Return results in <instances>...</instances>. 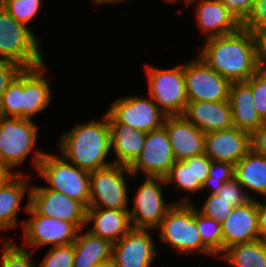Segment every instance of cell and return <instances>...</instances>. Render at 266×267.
Listing matches in <instances>:
<instances>
[{"mask_svg": "<svg viewBox=\"0 0 266 267\" xmlns=\"http://www.w3.org/2000/svg\"><path fill=\"white\" fill-rule=\"evenodd\" d=\"M199 57L230 83L245 82L259 69L254 34L242 27L206 39Z\"/></svg>", "mask_w": 266, "mask_h": 267, "instance_id": "1", "label": "cell"}, {"mask_svg": "<svg viewBox=\"0 0 266 267\" xmlns=\"http://www.w3.org/2000/svg\"><path fill=\"white\" fill-rule=\"evenodd\" d=\"M61 136L59 155L80 169L92 172L113 164L105 160L111 151V132L106 114L102 121L77 124Z\"/></svg>", "mask_w": 266, "mask_h": 267, "instance_id": "2", "label": "cell"}, {"mask_svg": "<svg viewBox=\"0 0 266 267\" xmlns=\"http://www.w3.org/2000/svg\"><path fill=\"white\" fill-rule=\"evenodd\" d=\"M35 171L48 182V187L32 186L30 189H51L81 202L86 208L90 200V172L68 162L62 155L35 150Z\"/></svg>", "mask_w": 266, "mask_h": 267, "instance_id": "3", "label": "cell"}, {"mask_svg": "<svg viewBox=\"0 0 266 267\" xmlns=\"http://www.w3.org/2000/svg\"><path fill=\"white\" fill-rule=\"evenodd\" d=\"M37 37L26 25L17 22L0 5V59L20 64L25 69L45 63Z\"/></svg>", "mask_w": 266, "mask_h": 267, "instance_id": "4", "label": "cell"}, {"mask_svg": "<svg viewBox=\"0 0 266 267\" xmlns=\"http://www.w3.org/2000/svg\"><path fill=\"white\" fill-rule=\"evenodd\" d=\"M161 241L179 253H203L215 256L202 242L194 217L193 203H174L157 229Z\"/></svg>", "mask_w": 266, "mask_h": 267, "instance_id": "5", "label": "cell"}, {"mask_svg": "<svg viewBox=\"0 0 266 267\" xmlns=\"http://www.w3.org/2000/svg\"><path fill=\"white\" fill-rule=\"evenodd\" d=\"M38 128L31 119L0 116V164L8 174L11 167L21 165L33 150Z\"/></svg>", "mask_w": 266, "mask_h": 267, "instance_id": "6", "label": "cell"}, {"mask_svg": "<svg viewBox=\"0 0 266 267\" xmlns=\"http://www.w3.org/2000/svg\"><path fill=\"white\" fill-rule=\"evenodd\" d=\"M149 96L166 115H183L188 103L184 64L169 69L146 65Z\"/></svg>", "mask_w": 266, "mask_h": 267, "instance_id": "7", "label": "cell"}, {"mask_svg": "<svg viewBox=\"0 0 266 267\" xmlns=\"http://www.w3.org/2000/svg\"><path fill=\"white\" fill-rule=\"evenodd\" d=\"M164 177H146L135 194L134 207L129 211L133 228H157L174 203H190L189 196L177 202L166 203L163 199ZM166 203V204H165Z\"/></svg>", "mask_w": 266, "mask_h": 267, "instance_id": "8", "label": "cell"}, {"mask_svg": "<svg viewBox=\"0 0 266 267\" xmlns=\"http://www.w3.org/2000/svg\"><path fill=\"white\" fill-rule=\"evenodd\" d=\"M125 176L133 177L134 175L128 166L114 163L90 172V200L88 207L128 209V186L126 185L127 177Z\"/></svg>", "mask_w": 266, "mask_h": 267, "instance_id": "9", "label": "cell"}, {"mask_svg": "<svg viewBox=\"0 0 266 267\" xmlns=\"http://www.w3.org/2000/svg\"><path fill=\"white\" fill-rule=\"evenodd\" d=\"M27 204L24 209L31 218L22 222L26 247L61 246L76 240L80 229L74 223L38 214L30 206V198Z\"/></svg>", "mask_w": 266, "mask_h": 267, "instance_id": "10", "label": "cell"}, {"mask_svg": "<svg viewBox=\"0 0 266 267\" xmlns=\"http://www.w3.org/2000/svg\"><path fill=\"white\" fill-rule=\"evenodd\" d=\"M188 101H228L231 83L210 68L201 57L184 64Z\"/></svg>", "mask_w": 266, "mask_h": 267, "instance_id": "11", "label": "cell"}, {"mask_svg": "<svg viewBox=\"0 0 266 267\" xmlns=\"http://www.w3.org/2000/svg\"><path fill=\"white\" fill-rule=\"evenodd\" d=\"M107 111L119 123L145 133L163 127L167 117L151 97L146 99L137 95L120 97L112 103Z\"/></svg>", "mask_w": 266, "mask_h": 267, "instance_id": "12", "label": "cell"}, {"mask_svg": "<svg viewBox=\"0 0 266 267\" xmlns=\"http://www.w3.org/2000/svg\"><path fill=\"white\" fill-rule=\"evenodd\" d=\"M174 162L169 136L163 126L146 133L144 148L129 168L134 176L141 171L146 177H165Z\"/></svg>", "mask_w": 266, "mask_h": 267, "instance_id": "13", "label": "cell"}, {"mask_svg": "<svg viewBox=\"0 0 266 267\" xmlns=\"http://www.w3.org/2000/svg\"><path fill=\"white\" fill-rule=\"evenodd\" d=\"M28 189L30 206L38 214L74 223L79 229L87 225V208L81 202L51 189Z\"/></svg>", "mask_w": 266, "mask_h": 267, "instance_id": "14", "label": "cell"}, {"mask_svg": "<svg viewBox=\"0 0 266 267\" xmlns=\"http://www.w3.org/2000/svg\"><path fill=\"white\" fill-rule=\"evenodd\" d=\"M150 229L131 228L112 247L113 267H150L157 253ZM155 245V246H154Z\"/></svg>", "mask_w": 266, "mask_h": 267, "instance_id": "15", "label": "cell"}, {"mask_svg": "<svg viewBox=\"0 0 266 267\" xmlns=\"http://www.w3.org/2000/svg\"><path fill=\"white\" fill-rule=\"evenodd\" d=\"M251 149V134L236 127L205 133V154L211 160L235 165Z\"/></svg>", "mask_w": 266, "mask_h": 267, "instance_id": "16", "label": "cell"}, {"mask_svg": "<svg viewBox=\"0 0 266 267\" xmlns=\"http://www.w3.org/2000/svg\"><path fill=\"white\" fill-rule=\"evenodd\" d=\"M164 127L169 136L175 161L205 153V133L184 115H167Z\"/></svg>", "mask_w": 266, "mask_h": 267, "instance_id": "17", "label": "cell"}, {"mask_svg": "<svg viewBox=\"0 0 266 267\" xmlns=\"http://www.w3.org/2000/svg\"><path fill=\"white\" fill-rule=\"evenodd\" d=\"M223 252L230 246L261 238L259 232L257 200L252 199L233 208L232 213L221 223Z\"/></svg>", "mask_w": 266, "mask_h": 267, "instance_id": "18", "label": "cell"}, {"mask_svg": "<svg viewBox=\"0 0 266 267\" xmlns=\"http://www.w3.org/2000/svg\"><path fill=\"white\" fill-rule=\"evenodd\" d=\"M183 115L204 133L234 127L229 100L188 101Z\"/></svg>", "mask_w": 266, "mask_h": 267, "instance_id": "19", "label": "cell"}, {"mask_svg": "<svg viewBox=\"0 0 266 267\" xmlns=\"http://www.w3.org/2000/svg\"><path fill=\"white\" fill-rule=\"evenodd\" d=\"M196 4V21L200 30L208 35L206 39L236 32L241 24L219 0H194Z\"/></svg>", "mask_w": 266, "mask_h": 267, "instance_id": "20", "label": "cell"}, {"mask_svg": "<svg viewBox=\"0 0 266 267\" xmlns=\"http://www.w3.org/2000/svg\"><path fill=\"white\" fill-rule=\"evenodd\" d=\"M106 115L111 132V152L117 156L113 163L130 167L144 148L146 133L119 123L108 111Z\"/></svg>", "mask_w": 266, "mask_h": 267, "instance_id": "21", "label": "cell"}, {"mask_svg": "<svg viewBox=\"0 0 266 267\" xmlns=\"http://www.w3.org/2000/svg\"><path fill=\"white\" fill-rule=\"evenodd\" d=\"M47 67L41 66L23 70V92L21 118L32 117L43 111L51 102L50 84L44 77Z\"/></svg>", "mask_w": 266, "mask_h": 267, "instance_id": "22", "label": "cell"}, {"mask_svg": "<svg viewBox=\"0 0 266 267\" xmlns=\"http://www.w3.org/2000/svg\"><path fill=\"white\" fill-rule=\"evenodd\" d=\"M128 210L88 207L86 222L93 221L88 231L112 244L116 243L132 228Z\"/></svg>", "mask_w": 266, "mask_h": 267, "instance_id": "23", "label": "cell"}, {"mask_svg": "<svg viewBox=\"0 0 266 267\" xmlns=\"http://www.w3.org/2000/svg\"><path fill=\"white\" fill-rule=\"evenodd\" d=\"M8 174L0 181V231L17 227V215L27 190L29 176Z\"/></svg>", "mask_w": 266, "mask_h": 267, "instance_id": "24", "label": "cell"}, {"mask_svg": "<svg viewBox=\"0 0 266 267\" xmlns=\"http://www.w3.org/2000/svg\"><path fill=\"white\" fill-rule=\"evenodd\" d=\"M234 127L251 135L263 124L255 110L251 87L246 82H233L229 89Z\"/></svg>", "mask_w": 266, "mask_h": 267, "instance_id": "25", "label": "cell"}, {"mask_svg": "<svg viewBox=\"0 0 266 267\" xmlns=\"http://www.w3.org/2000/svg\"><path fill=\"white\" fill-rule=\"evenodd\" d=\"M79 230L74 244L73 267H94L112 260L113 244L106 239L93 235L90 231L80 234ZM80 234V235H79Z\"/></svg>", "mask_w": 266, "mask_h": 267, "instance_id": "26", "label": "cell"}, {"mask_svg": "<svg viewBox=\"0 0 266 267\" xmlns=\"http://www.w3.org/2000/svg\"><path fill=\"white\" fill-rule=\"evenodd\" d=\"M234 178L245 190L266 194V157L251 149L237 164Z\"/></svg>", "mask_w": 266, "mask_h": 267, "instance_id": "27", "label": "cell"}, {"mask_svg": "<svg viewBox=\"0 0 266 267\" xmlns=\"http://www.w3.org/2000/svg\"><path fill=\"white\" fill-rule=\"evenodd\" d=\"M222 258L234 267H266V240L259 238L224 250Z\"/></svg>", "mask_w": 266, "mask_h": 267, "instance_id": "28", "label": "cell"}, {"mask_svg": "<svg viewBox=\"0 0 266 267\" xmlns=\"http://www.w3.org/2000/svg\"><path fill=\"white\" fill-rule=\"evenodd\" d=\"M166 184H174L177 189L191 192L202 191V183L193 172V157L183 161H175L169 173L164 177Z\"/></svg>", "mask_w": 266, "mask_h": 267, "instance_id": "29", "label": "cell"}, {"mask_svg": "<svg viewBox=\"0 0 266 267\" xmlns=\"http://www.w3.org/2000/svg\"><path fill=\"white\" fill-rule=\"evenodd\" d=\"M194 217L196 219L197 228L202 238L203 244L218 257L223 254V236L221 223L210 219L197 211L194 206Z\"/></svg>", "mask_w": 266, "mask_h": 267, "instance_id": "30", "label": "cell"}, {"mask_svg": "<svg viewBox=\"0 0 266 267\" xmlns=\"http://www.w3.org/2000/svg\"><path fill=\"white\" fill-rule=\"evenodd\" d=\"M23 71L8 86L0 100V116L21 118Z\"/></svg>", "mask_w": 266, "mask_h": 267, "instance_id": "31", "label": "cell"}, {"mask_svg": "<svg viewBox=\"0 0 266 267\" xmlns=\"http://www.w3.org/2000/svg\"><path fill=\"white\" fill-rule=\"evenodd\" d=\"M41 2V0H0V5L17 22L27 26L38 15Z\"/></svg>", "mask_w": 266, "mask_h": 267, "instance_id": "32", "label": "cell"}, {"mask_svg": "<svg viewBox=\"0 0 266 267\" xmlns=\"http://www.w3.org/2000/svg\"><path fill=\"white\" fill-rule=\"evenodd\" d=\"M234 172L235 165L227 162L211 160L209 176L202 184V190L210 187L212 190L210 194H216L224 183L234 178Z\"/></svg>", "mask_w": 266, "mask_h": 267, "instance_id": "33", "label": "cell"}, {"mask_svg": "<svg viewBox=\"0 0 266 267\" xmlns=\"http://www.w3.org/2000/svg\"><path fill=\"white\" fill-rule=\"evenodd\" d=\"M32 254L24 246L8 241L3 242L1 267H34Z\"/></svg>", "mask_w": 266, "mask_h": 267, "instance_id": "34", "label": "cell"}, {"mask_svg": "<svg viewBox=\"0 0 266 267\" xmlns=\"http://www.w3.org/2000/svg\"><path fill=\"white\" fill-rule=\"evenodd\" d=\"M195 207L202 215L219 223H222L234 208V206H231V202L217 194H210L200 210L197 206Z\"/></svg>", "mask_w": 266, "mask_h": 267, "instance_id": "35", "label": "cell"}, {"mask_svg": "<svg viewBox=\"0 0 266 267\" xmlns=\"http://www.w3.org/2000/svg\"><path fill=\"white\" fill-rule=\"evenodd\" d=\"M245 82L251 87L255 110L266 121V70L258 69Z\"/></svg>", "mask_w": 266, "mask_h": 267, "instance_id": "36", "label": "cell"}, {"mask_svg": "<svg viewBox=\"0 0 266 267\" xmlns=\"http://www.w3.org/2000/svg\"><path fill=\"white\" fill-rule=\"evenodd\" d=\"M74 244L52 246L40 263V267H73ZM38 266V267H39Z\"/></svg>", "mask_w": 266, "mask_h": 267, "instance_id": "37", "label": "cell"}, {"mask_svg": "<svg viewBox=\"0 0 266 267\" xmlns=\"http://www.w3.org/2000/svg\"><path fill=\"white\" fill-rule=\"evenodd\" d=\"M216 194L231 202L234 207L242 206L253 199L235 178L224 183Z\"/></svg>", "mask_w": 266, "mask_h": 267, "instance_id": "38", "label": "cell"}, {"mask_svg": "<svg viewBox=\"0 0 266 267\" xmlns=\"http://www.w3.org/2000/svg\"><path fill=\"white\" fill-rule=\"evenodd\" d=\"M241 27L251 33L266 28V0H254L252 10Z\"/></svg>", "mask_w": 266, "mask_h": 267, "instance_id": "39", "label": "cell"}, {"mask_svg": "<svg viewBox=\"0 0 266 267\" xmlns=\"http://www.w3.org/2000/svg\"><path fill=\"white\" fill-rule=\"evenodd\" d=\"M24 69L20 64L0 59V100L8 86Z\"/></svg>", "mask_w": 266, "mask_h": 267, "instance_id": "40", "label": "cell"}, {"mask_svg": "<svg viewBox=\"0 0 266 267\" xmlns=\"http://www.w3.org/2000/svg\"><path fill=\"white\" fill-rule=\"evenodd\" d=\"M222 2L236 20L242 24L249 16L254 0H219Z\"/></svg>", "mask_w": 266, "mask_h": 267, "instance_id": "41", "label": "cell"}, {"mask_svg": "<svg viewBox=\"0 0 266 267\" xmlns=\"http://www.w3.org/2000/svg\"><path fill=\"white\" fill-rule=\"evenodd\" d=\"M256 42V59L259 69L266 70V28L253 33Z\"/></svg>", "mask_w": 266, "mask_h": 267, "instance_id": "42", "label": "cell"}, {"mask_svg": "<svg viewBox=\"0 0 266 267\" xmlns=\"http://www.w3.org/2000/svg\"><path fill=\"white\" fill-rule=\"evenodd\" d=\"M211 159L204 153L202 155L193 156V172L195 177L203 184L209 176Z\"/></svg>", "mask_w": 266, "mask_h": 267, "instance_id": "43", "label": "cell"}, {"mask_svg": "<svg viewBox=\"0 0 266 267\" xmlns=\"http://www.w3.org/2000/svg\"><path fill=\"white\" fill-rule=\"evenodd\" d=\"M252 149L266 157V121L251 135Z\"/></svg>", "mask_w": 266, "mask_h": 267, "instance_id": "44", "label": "cell"}, {"mask_svg": "<svg viewBox=\"0 0 266 267\" xmlns=\"http://www.w3.org/2000/svg\"><path fill=\"white\" fill-rule=\"evenodd\" d=\"M257 212L260 236L266 240V203L257 201Z\"/></svg>", "mask_w": 266, "mask_h": 267, "instance_id": "45", "label": "cell"}, {"mask_svg": "<svg viewBox=\"0 0 266 267\" xmlns=\"http://www.w3.org/2000/svg\"><path fill=\"white\" fill-rule=\"evenodd\" d=\"M122 1H125V0H94V2H96L97 4H106V3H116V2H122Z\"/></svg>", "mask_w": 266, "mask_h": 267, "instance_id": "46", "label": "cell"}, {"mask_svg": "<svg viewBox=\"0 0 266 267\" xmlns=\"http://www.w3.org/2000/svg\"><path fill=\"white\" fill-rule=\"evenodd\" d=\"M94 267H113V263H112V260L105 261V262H102L98 265H95Z\"/></svg>", "mask_w": 266, "mask_h": 267, "instance_id": "47", "label": "cell"}, {"mask_svg": "<svg viewBox=\"0 0 266 267\" xmlns=\"http://www.w3.org/2000/svg\"><path fill=\"white\" fill-rule=\"evenodd\" d=\"M8 172L0 164V176H7Z\"/></svg>", "mask_w": 266, "mask_h": 267, "instance_id": "48", "label": "cell"}, {"mask_svg": "<svg viewBox=\"0 0 266 267\" xmlns=\"http://www.w3.org/2000/svg\"><path fill=\"white\" fill-rule=\"evenodd\" d=\"M176 1H180V0H173L172 3L173 2H176ZM184 1H185V4L188 5V4H190L194 0H184Z\"/></svg>", "mask_w": 266, "mask_h": 267, "instance_id": "49", "label": "cell"}, {"mask_svg": "<svg viewBox=\"0 0 266 267\" xmlns=\"http://www.w3.org/2000/svg\"><path fill=\"white\" fill-rule=\"evenodd\" d=\"M6 176H0V181H2Z\"/></svg>", "mask_w": 266, "mask_h": 267, "instance_id": "50", "label": "cell"}]
</instances>
